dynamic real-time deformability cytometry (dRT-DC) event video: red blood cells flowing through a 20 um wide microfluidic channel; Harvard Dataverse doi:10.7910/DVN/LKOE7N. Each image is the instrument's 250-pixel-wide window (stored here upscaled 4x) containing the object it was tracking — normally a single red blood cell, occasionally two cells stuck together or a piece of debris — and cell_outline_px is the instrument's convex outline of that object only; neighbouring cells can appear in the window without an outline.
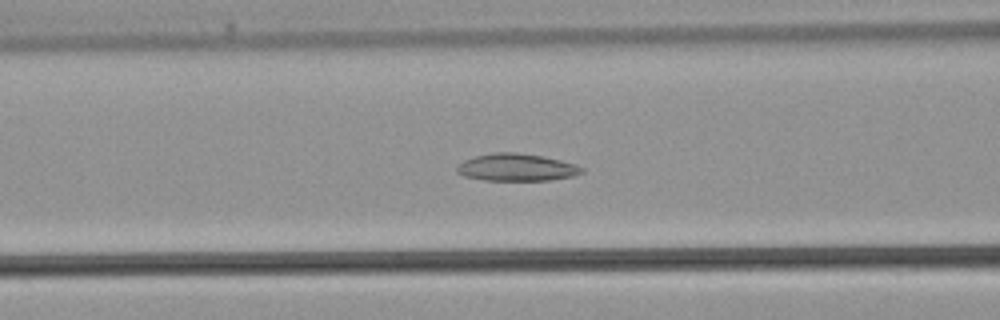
{"species": "common noctule bat (a hibernating species)", "species_latin": "Nyctalus noctula", "temperature_condition": "warm", "stored_images_in_passage": 41, "camera_frame_rate_fps": 3000, "um_per_image_px": 0.085, "animal": {"sex": "male", "body_mass_g": 21.5, "forearm_length_mm": 52.0}, "frame": {"image": 1, "passage_image": 16, "time_ms": 5.0, "image_size_px": [1000, 320], "cell_outline_px": [[584, 172], [572, 176], [548, 180], [484, 180], [464, 176], [456, 172], [456, 168], [464, 160], [476, 156], [492, 152], [516, 152], [540, 156], [560, 160], [576, 164], [584, 168]], "centroid_in_image_um": [43.9, 14.22], "position_along_channel_um": 122.7, "area_um2": 19.77}}
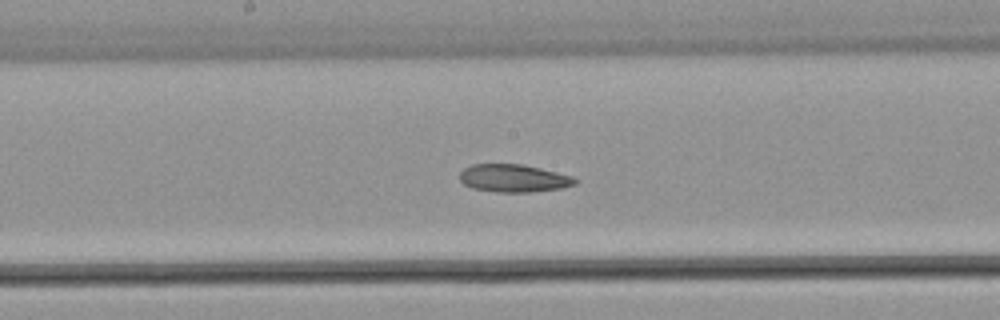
{"frame": {"image": 2, "passage_image": 21, "time_ms": 6.667, "image_size_px": [1000, 320], "cell_outline_px": [[580, 180], [576, 184], [560, 188], [528, 192], [496, 192], [472, 188], [464, 184], [460, 180], [460, 172], [464, 168], [472, 164], [520, 164], [540, 168], [572, 176]], "centroid_in_image_um": [43.65, 15.15], "position_along_channel_um": 204.5, "area_um2": 18.61}}
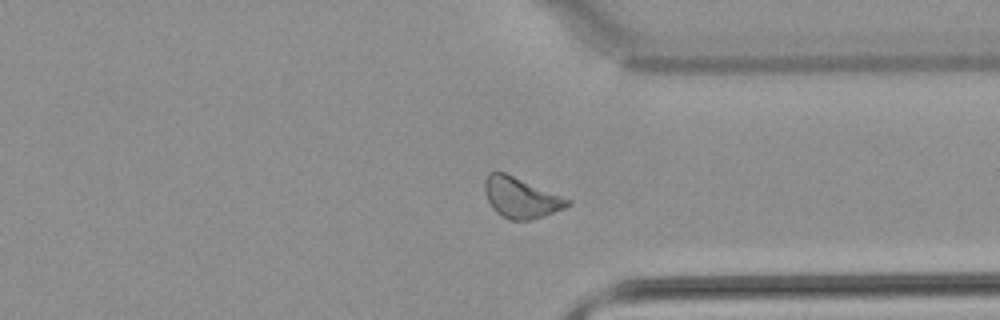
{"frame": {"image": 3, "passage_image": 31, "time_ms": 10.0, "image_size_px": [1000, 320], "cell_outline_px": [[572, 204], [564, 208], [544, 216], [528, 220], [508, 220], [496, 212], [492, 208], [484, 192], [484, 180], [488, 172], [504, 172], [572, 200]], "centroid_in_image_um": [44.26, 16.8], "position_along_channel_um": 367.1, "area_um2": 19.54}}